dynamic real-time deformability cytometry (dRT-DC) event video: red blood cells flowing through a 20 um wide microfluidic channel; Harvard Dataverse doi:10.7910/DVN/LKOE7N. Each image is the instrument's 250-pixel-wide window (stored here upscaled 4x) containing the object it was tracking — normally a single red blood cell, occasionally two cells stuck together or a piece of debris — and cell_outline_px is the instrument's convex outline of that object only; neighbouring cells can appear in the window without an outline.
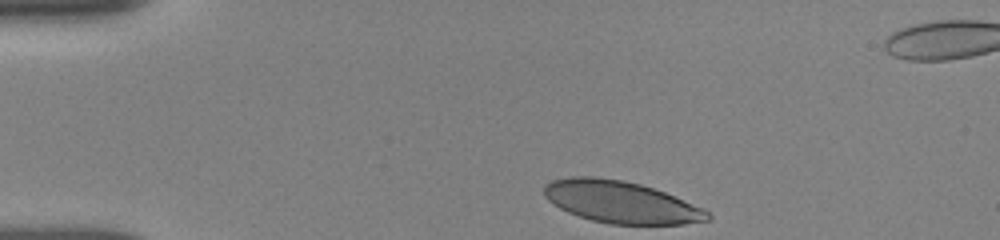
{"species": "human", "species_latin": "Homo sapiens", "temperature_condition": "room temperature", "stored_images_in_passage": 31, "camera_frame_rate_fps": 3000, "um_per_image_px": 0.085, "donor": {"sex": "female"}, "frame": {"image": 1, "passage_image": 1, "time_ms": 0.0, "image_size_px": [1000, 240], "cell_outline_px": [[712, 216], [708, 220], [684, 224], [608, 224], [592, 220], [568, 212], [552, 204], [544, 196], [544, 184], [552, 180], [572, 176], [596, 176], [624, 180], [640, 184], [664, 192], [704, 208]], "centroid_in_image_um": [52.75, 17.16], "position_along_channel_um": 32.3, "area_um2": 40.06}}
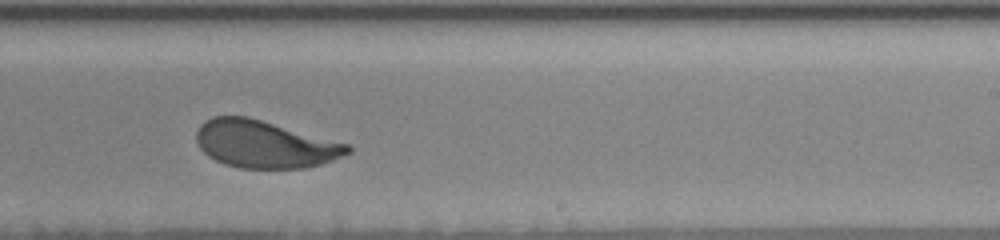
{"frame": {"image": 2, "passage_image": 20, "time_ms": 7.667, "image_size_px": [1000, 240], "cell_outline_px": [[352, 152], [332, 160], [320, 164], [304, 168], [240, 168], [224, 164], [208, 156], [200, 148], [196, 140], [196, 132], [200, 124], [204, 120], [212, 116], [248, 116], [348, 144], [352, 148]], "centroid_in_image_um": [22.47, 12.25], "position_along_channel_um": 266.5, "area_um2": 41.73}}
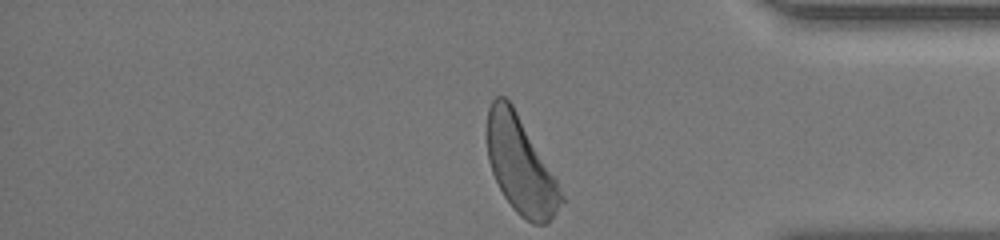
{"frame": {"image": 3, "passage_image": 31, "time_ms": 11.333, "image_size_px": [1000, 240], "cell_outline_px": [[564, 200], [548, 224], [532, 224], [520, 216], [512, 208], [504, 196], [492, 172], [488, 160], [488, 108], [492, 100], [496, 96], [504, 96], [512, 104], [556, 176], [564, 196]], "centroid_in_image_um": [44.27, 14.07], "position_along_channel_um": 390.9, "area_um2": 41.73}, "authors_computed_cell_mechanics": {"area_um2": 42.5408, "velocity_mm_per_s": 3.8018, "shape_relaxation_time_tau1_ms": 2.4365, "shape_relaxation_time_tau2_ms": 0.695, "deformation_change_tau1": 0.1366, "deformation_change_tau2": 0.0769}}